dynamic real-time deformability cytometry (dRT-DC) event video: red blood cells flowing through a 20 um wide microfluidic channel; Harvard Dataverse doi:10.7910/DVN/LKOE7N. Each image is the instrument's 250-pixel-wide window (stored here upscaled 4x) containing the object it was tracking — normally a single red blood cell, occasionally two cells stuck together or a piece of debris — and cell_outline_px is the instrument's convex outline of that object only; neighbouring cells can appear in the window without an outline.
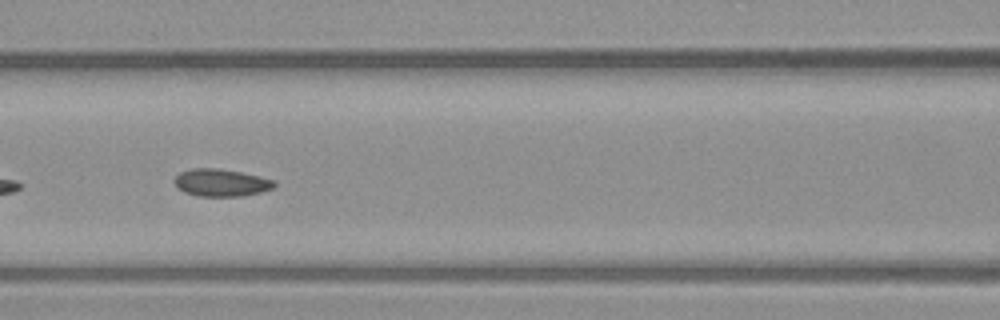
{"species": "common noctule bat (a hibernating species)", "species_latin": "Nyctalus noctula", "temperature_condition": "warm", "stored_images_in_passage": 13, "camera_frame_rate_fps": 3000, "um_per_image_px": 0.085, "animal": {"sex": "male", "body_mass_g": 23.1, "forearm_length_mm": 52.7}, "frame": {"image": 1, "passage_image": 8, "time_ms": 2.333, "image_size_px": [1000, 320], "cell_outline_px": [[276, 184], [272, 188], [260, 192], [244, 196], [196, 196], [184, 192], [176, 188], [172, 180], [180, 172], [192, 168], [216, 168], [240, 172], [276, 180]], "centroid_in_image_um": [18.75, 15.53], "position_along_channel_um": 147.9, "area_um2": 16.07}}